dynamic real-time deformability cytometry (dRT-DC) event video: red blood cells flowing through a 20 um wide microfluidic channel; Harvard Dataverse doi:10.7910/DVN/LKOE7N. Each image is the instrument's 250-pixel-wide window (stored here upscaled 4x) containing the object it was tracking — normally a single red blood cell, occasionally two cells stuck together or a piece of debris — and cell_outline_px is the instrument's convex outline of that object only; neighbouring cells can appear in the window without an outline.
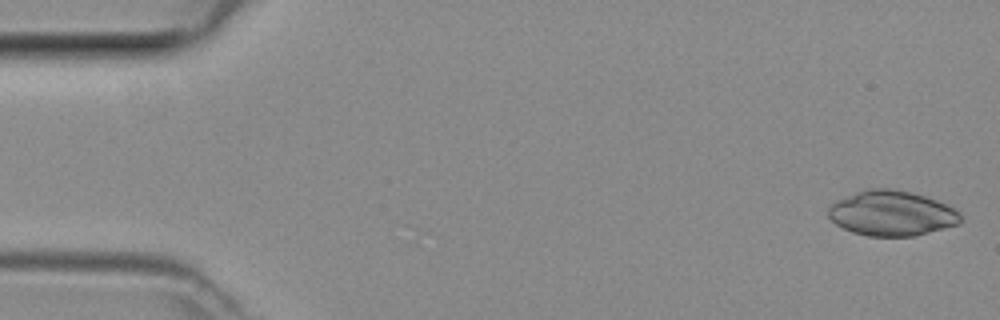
{"species": "common noctule bat (a hibernating species)", "species_latin": "Nyctalus noctula", "temperature_condition": "room temperature", "stored_images_in_passage": 10, "camera_frame_rate_fps": 3000, "um_per_image_px": 0.085, "animal": {"sex": "female", "body_mass_g": 29.2, "forearm_length_mm": 56.3}, "frame": {"image": 1, "passage_image": 1, "time_ms": 0.0, "image_size_px": [1000, 320], "cell_outline_px": [[960, 224], [912, 236], [868, 236], [852, 232], [836, 224], [828, 216], [828, 208], [836, 200], [856, 192], [868, 188], [892, 188], [912, 192], [936, 200], [960, 212]], "centroid_in_image_um": [75.77, 18.12], "position_along_channel_um": 9.2, "area_um2": 34.56}}